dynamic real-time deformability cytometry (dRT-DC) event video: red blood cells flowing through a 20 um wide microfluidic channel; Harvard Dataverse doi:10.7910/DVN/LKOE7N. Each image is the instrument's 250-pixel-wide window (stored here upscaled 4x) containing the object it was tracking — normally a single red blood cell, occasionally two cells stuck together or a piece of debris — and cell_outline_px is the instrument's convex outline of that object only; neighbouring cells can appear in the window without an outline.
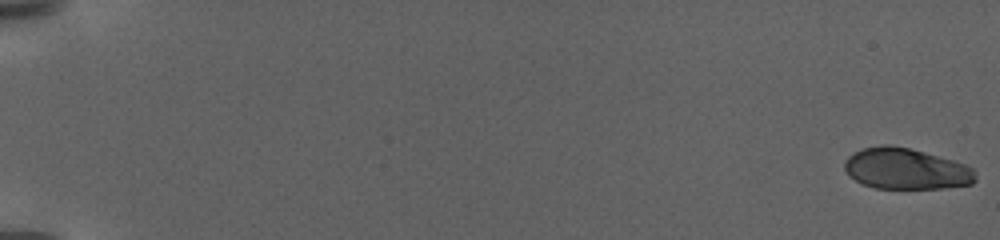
{"species": "human", "species_latin": "Homo sapiens", "temperature_condition": "warm", "stored_images_in_passage": 44, "camera_frame_rate_fps": 3000, "um_per_image_px": 0.085, "donor": {"sex": "female"}, "frame": {"image": 1, "passage_image": 1, "time_ms": 0.0, "image_size_px": [1000, 240], "cell_outline_px": [[976, 180], [972, 184], [944, 188], [876, 188], [864, 184], [848, 176], [844, 168], [844, 160], [852, 152], [864, 148], [884, 144], [888, 144], [908, 148], [924, 152], [952, 160], [964, 164], [972, 168], [976, 172]], "centroid_in_image_um": [76.99, 14.35], "position_along_channel_um": 8.0, "area_um2": 31.33}}
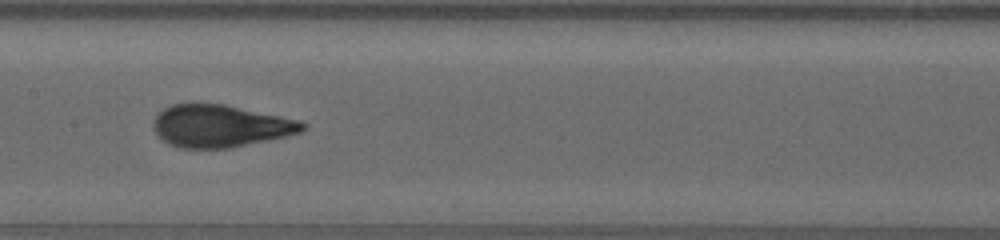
{"frame": {"image": 2, "passage_image": 25, "time_ms": 13.333, "image_size_px": [1000, 240], "cell_outline_px": [[308, 128], [300, 132], [284, 136], [228, 148], [180, 148], [168, 144], [156, 132], [152, 124], [156, 116], [164, 108], [172, 104], [224, 104], [300, 120], [308, 124]], "centroid_in_image_um": [18.74, 10.7], "position_along_channel_um": 188.7, "area_um2": 36.41}}
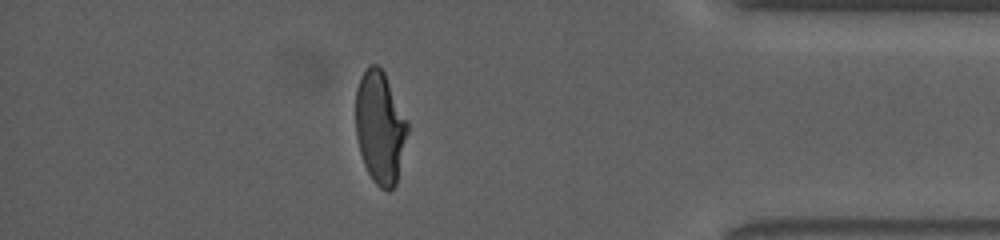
{"frame": {"image": 3, "passage_image": 39, "time_ms": 21.667, "image_size_px": [1000, 240], "cell_outline_px": [[408, 132], [396, 184], [388, 192], [380, 188], [372, 180], [364, 164], [360, 152], [356, 136], [356, 88], [360, 76], [368, 64], [376, 64], [384, 72], [408, 124]], "centroid_in_image_um": [32.28, 10.83], "position_along_channel_um": 402.9, "area_um2": 33.81}, "authors_computed_cell_mechanics": {"area_um2": 34.7667, "velocity_mm_per_s": 2.9032, "shape_relaxation_time_tau1_ms": 6.7869, "shape_relaxation_time_tau2_ms": null, "deformation_change_tau1": 0.2417, "deformation_change_tau2": null}}